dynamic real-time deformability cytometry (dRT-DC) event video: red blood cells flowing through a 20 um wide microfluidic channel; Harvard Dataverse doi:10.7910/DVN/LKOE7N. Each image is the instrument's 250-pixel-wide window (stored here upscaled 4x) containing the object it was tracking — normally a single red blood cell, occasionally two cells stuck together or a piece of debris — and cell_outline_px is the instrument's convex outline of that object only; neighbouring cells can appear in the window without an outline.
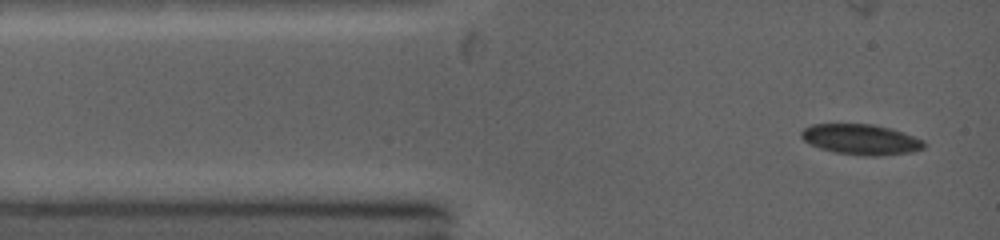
{"species": "common noctule bat (a hibernating species)", "species_latin": "Nyctalus noctula", "temperature_condition": "warm", "stored_images_in_passage": 4, "camera_frame_rate_fps": 5000, "um_per_image_px": 0.085, "animal": {"sex": "female", "body_mass_g": 19.0, "forearm_length_mm": 53.3}, "frame": {"image": 1, "passage_image": 1, "time_ms": 0.0, "image_size_px": [1000, 240], "cell_outline_px": [[924, 148], [912, 152], [876, 156], [864, 156], [836, 152], [820, 148], [804, 140], [800, 136], [800, 132], [804, 128], [812, 124], [872, 124], [892, 128], [904, 132], [924, 140]], "centroid_in_image_um": [73.2, 11.84], "position_along_channel_um": 11.8, "area_um2": 21.79}}
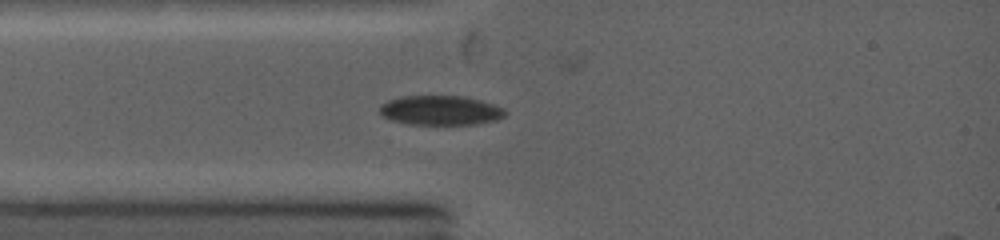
{"frame": {"image": 2, "passage_image": 3, "time_ms": 1.8, "image_size_px": [1000, 240], "cell_outline_px": [[508, 112], [504, 116], [496, 120], [476, 124], [408, 124], [392, 120], [380, 116], [380, 104], [388, 100], [404, 96], [460, 96], [492, 104], [504, 108]], "centroid_in_image_um": [37.41, 9.39], "position_along_channel_um": 47.6, "area_um2": 21.44}}